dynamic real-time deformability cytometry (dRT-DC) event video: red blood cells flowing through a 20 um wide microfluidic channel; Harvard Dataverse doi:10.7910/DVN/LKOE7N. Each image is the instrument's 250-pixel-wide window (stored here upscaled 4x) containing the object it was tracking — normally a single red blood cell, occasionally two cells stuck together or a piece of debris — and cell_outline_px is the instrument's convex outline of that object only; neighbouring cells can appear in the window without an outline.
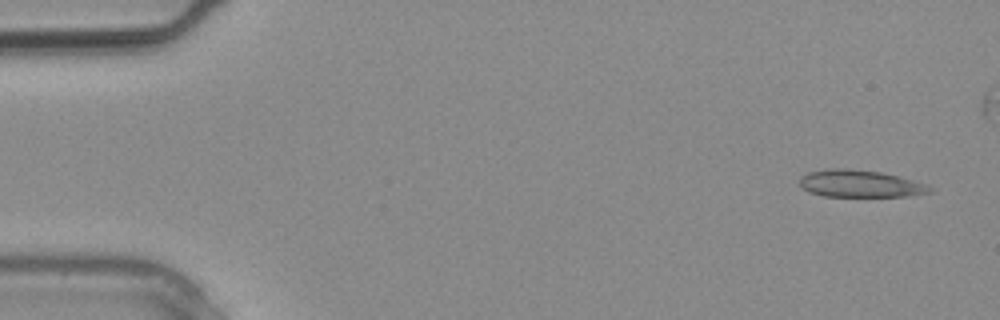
{"species": "common noctule bat (a hibernating species)", "species_latin": "Nyctalus noctula", "temperature_condition": "warm", "stored_images_in_passage": 4, "camera_frame_rate_fps": 3000, "um_per_image_px": 0.085, "animal": {"sex": "male", "body_mass_g": 20.4}, "frame": {"image": 1, "passage_image": 1, "time_ms": 0.0, "image_size_px": [1000, 320], "cell_outline_px": [[932, 192], [908, 196], [824, 196], [808, 192], [800, 188], [800, 176], [808, 172], [828, 168], [848, 168], [880, 172], [896, 176], [924, 184], [932, 188]], "centroid_in_image_um": [73.02, 15.61], "position_along_channel_um": 12.0, "area_um2": 20.52}}
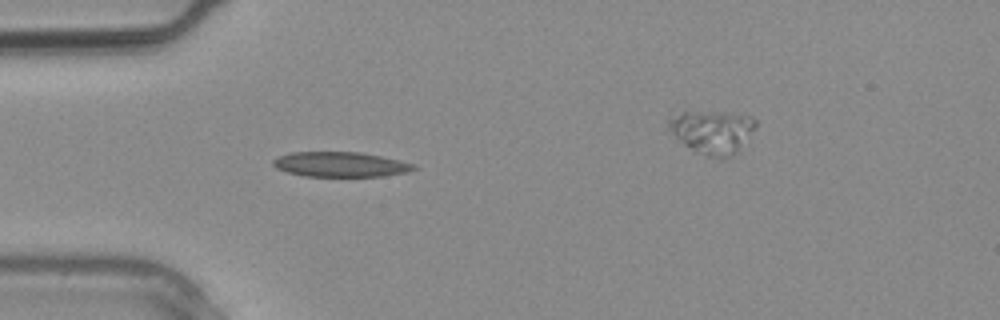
{"frame": {"image": 2, "passage_image": 3, "time_ms": 0.667, "image_size_px": [1000, 320], "cell_outline_px": [[420, 168], [408, 172], [384, 176], [304, 176], [288, 172], [276, 168], [272, 164], [272, 160], [280, 156], [292, 152], [360, 152], [400, 160], [412, 164]], "centroid_in_image_um": [28.96, 13.97], "position_along_channel_um": 56.0, "area_um2": 20.4}}